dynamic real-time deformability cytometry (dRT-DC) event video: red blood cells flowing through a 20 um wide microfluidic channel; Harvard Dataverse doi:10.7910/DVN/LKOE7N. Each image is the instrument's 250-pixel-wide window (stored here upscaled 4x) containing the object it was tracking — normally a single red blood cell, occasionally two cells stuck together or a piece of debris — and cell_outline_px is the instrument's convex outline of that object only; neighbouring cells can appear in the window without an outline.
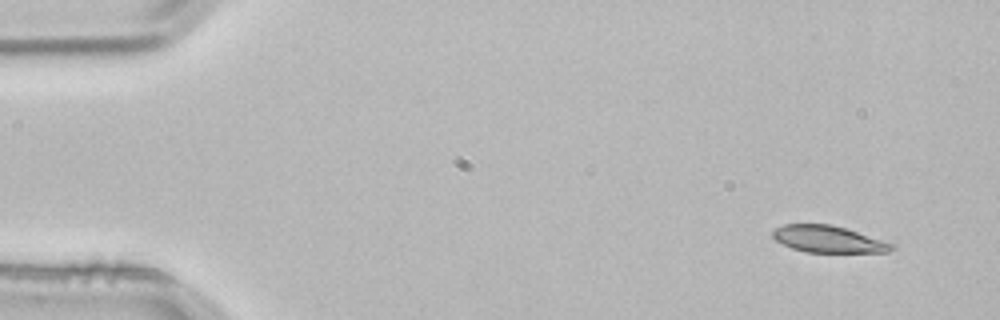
{"species": "common noctule bat (a hibernating species)", "species_latin": "Nyctalus noctula", "temperature_condition": "room temperature", "stored_images_in_passage": 4, "camera_frame_rate_fps": 3000, "um_per_image_px": 0.085, "animal": {"sex": "male", "body_mass_g": 21.5, "forearm_length_mm": 52.0}, "frame": {"image": 1, "passage_image": 1, "time_ms": 0.0, "image_size_px": [1000, 320], "cell_outline_px": [[896, 248], [888, 252], [804, 252], [792, 248], [776, 240], [772, 236], [772, 232], [776, 228], [784, 224], [832, 224], [896, 244]], "centroid_in_image_um": [70.43, 20.33], "position_along_channel_um": 14.6, "area_um2": 18.55}}